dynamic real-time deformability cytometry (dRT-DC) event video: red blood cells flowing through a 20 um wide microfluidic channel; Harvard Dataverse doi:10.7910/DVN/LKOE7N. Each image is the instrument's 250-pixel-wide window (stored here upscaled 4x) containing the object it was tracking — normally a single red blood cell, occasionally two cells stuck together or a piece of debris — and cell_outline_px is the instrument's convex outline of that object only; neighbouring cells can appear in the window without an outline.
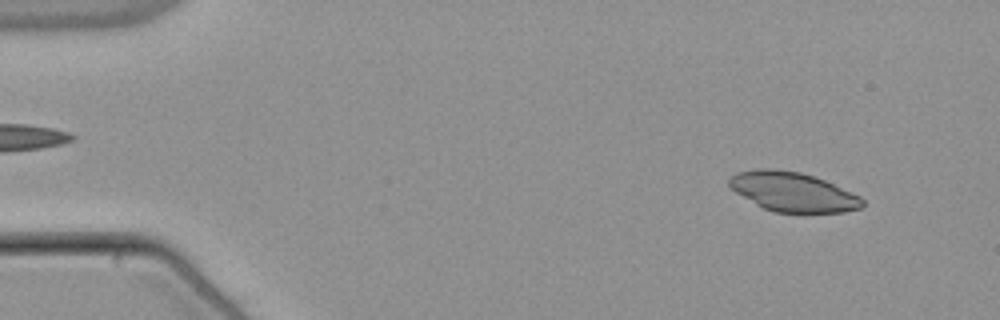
{"species": "common noctule bat (a hibernating species)", "species_latin": "Nyctalus noctula", "temperature_condition": "warm", "stored_images_in_passage": 53, "camera_frame_rate_fps": 3000, "um_per_image_px": 0.085, "animal": {"sex": "male", "body_mass_g": 21.5, "forearm_length_mm": 52.0}, "frame": {"image": 1, "passage_image": 5, "time_ms": 1.333, "image_size_px": [1000, 320], "cell_outline_px": [[864, 204], [860, 208], [844, 212], [772, 212], [756, 204], [736, 192], [728, 184], [728, 180], [736, 172], [756, 168], [772, 168], [800, 172], [824, 180], [860, 196], [864, 200]], "centroid_in_image_um": [67.37, 16.3], "position_along_channel_um": 17.6, "area_um2": 30.35}}